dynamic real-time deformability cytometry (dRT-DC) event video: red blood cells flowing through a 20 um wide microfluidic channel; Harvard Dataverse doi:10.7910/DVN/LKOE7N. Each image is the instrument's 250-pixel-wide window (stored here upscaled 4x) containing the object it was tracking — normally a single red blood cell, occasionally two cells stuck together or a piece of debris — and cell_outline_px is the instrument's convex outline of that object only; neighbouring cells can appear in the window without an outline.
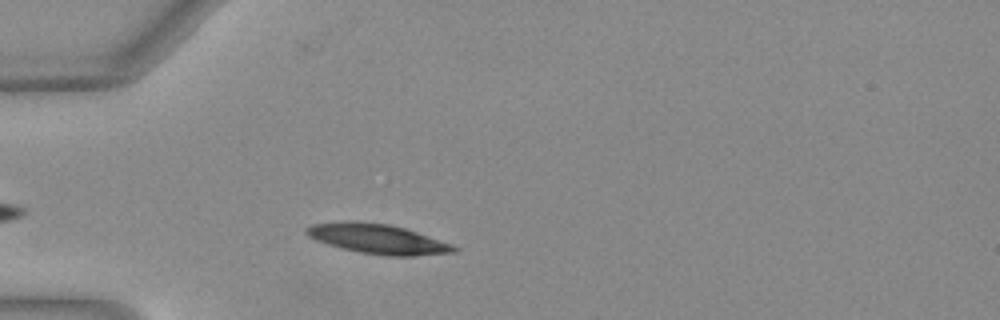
{"species": "Egyptian fruit bat (a non-hibernating species)", "species_latin": "Rousettus aegyptiacus", "temperature_condition": "warm", "stored_images_in_passage": 7, "camera_frame_rate_fps": 3000, "um_per_image_px": 0.085, "animal": {"sex": "female"}, "frame": {"image": 1, "passage_image": 5, "time_ms": 1.333, "image_size_px": [1000, 320], "cell_outline_px": [[460, 248], [456, 252], [416, 256], [384, 256], [360, 252], [340, 248], [316, 240], [308, 236], [304, 232], [304, 228], [312, 224], [348, 220], [356, 220], [388, 224], [404, 228], [452, 244]], "centroid_in_image_um": [32.08, 20.3], "position_along_channel_um": 52.9, "area_um2": 25.78}}